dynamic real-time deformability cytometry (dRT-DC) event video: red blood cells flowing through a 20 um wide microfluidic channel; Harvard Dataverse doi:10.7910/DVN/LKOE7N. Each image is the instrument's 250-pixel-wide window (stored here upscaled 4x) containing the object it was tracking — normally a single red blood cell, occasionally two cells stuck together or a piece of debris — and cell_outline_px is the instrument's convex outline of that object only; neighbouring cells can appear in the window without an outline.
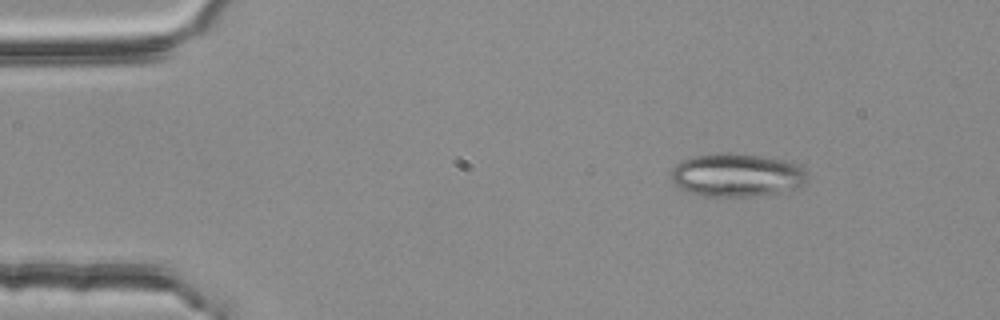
{"species": "common noctule bat (a hibernating species)", "species_latin": "Nyctalus noctula", "temperature_condition": "room temperature", "stored_images_in_passage": 48, "camera_frame_rate_fps": 3000, "um_per_image_px": 0.085, "animal": {"sex": "female", "body_mass_g": 25.1}, "frame": {"image": 1, "passage_image": 1, "time_ms": 0.0, "image_size_px": [1000, 320], "cell_outline_px": [[804, 184], [796, 188], [776, 192], [748, 196], [704, 196], [680, 188], [672, 180], [672, 168], [676, 164], [692, 156], [720, 152], [732, 152], [780, 160], [796, 164], [804, 168]], "centroid_in_image_um": [62.57, 14.87], "position_along_channel_um": 22.4, "area_um2": 33.64}}
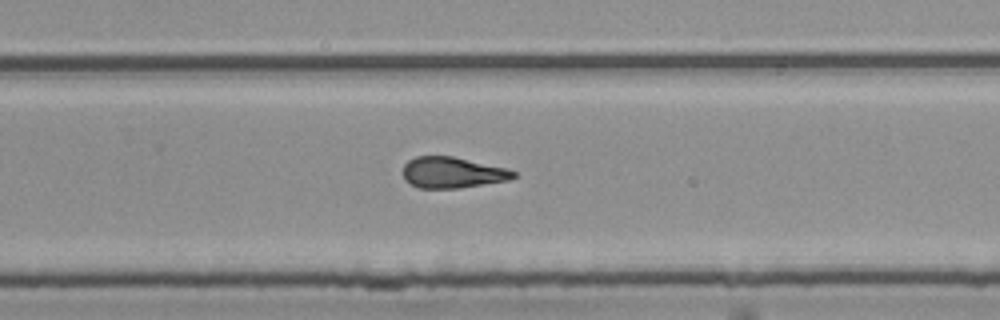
{"frame": {"image": 2, "passage_image": 29, "time_ms": 9.333, "image_size_px": [1000, 320], "cell_outline_px": [[516, 176], [508, 180], [456, 188], [420, 188], [404, 180], [404, 164], [408, 160], [416, 156], [452, 156], [504, 168], [516, 172]], "centroid_in_image_um": [38.41, 14.66], "position_along_channel_um": 291.4, "area_um2": 19.59}}
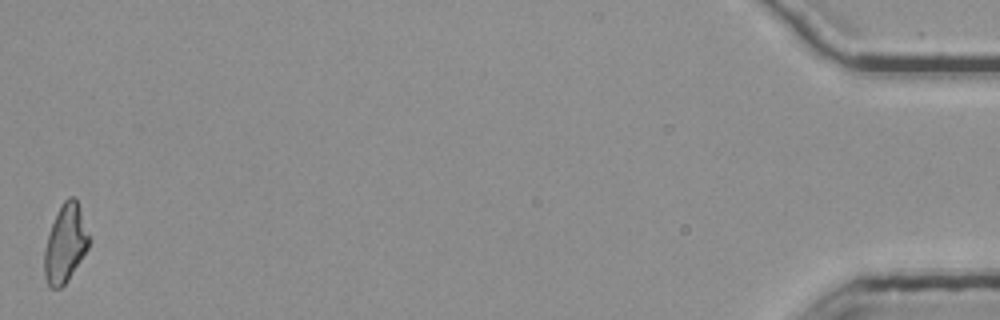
{"frame": {"image": 3, "passage_image": 48, "time_ms": 15.667, "image_size_px": [1000, 320], "cell_outline_px": [[92, 240], [88, 248], [68, 280], [60, 288], [48, 288], [44, 276], [44, 248], [52, 224], [64, 200], [68, 196], [76, 196]], "centroid_in_image_um": [5.57, 20.7], "position_along_channel_um": 429.6, "area_um2": 20.46}, "authors_computed_cell_mechanics": {"area_um2": 20.6924, "velocity_mm_per_s": 3.7615, "shape_relaxation_time_tau1_ms": null, "shape_relaxation_time_tau2_ms": 3.7668, "deformation_change_tau1": null, "deformation_change_tau2": 0.1321}}